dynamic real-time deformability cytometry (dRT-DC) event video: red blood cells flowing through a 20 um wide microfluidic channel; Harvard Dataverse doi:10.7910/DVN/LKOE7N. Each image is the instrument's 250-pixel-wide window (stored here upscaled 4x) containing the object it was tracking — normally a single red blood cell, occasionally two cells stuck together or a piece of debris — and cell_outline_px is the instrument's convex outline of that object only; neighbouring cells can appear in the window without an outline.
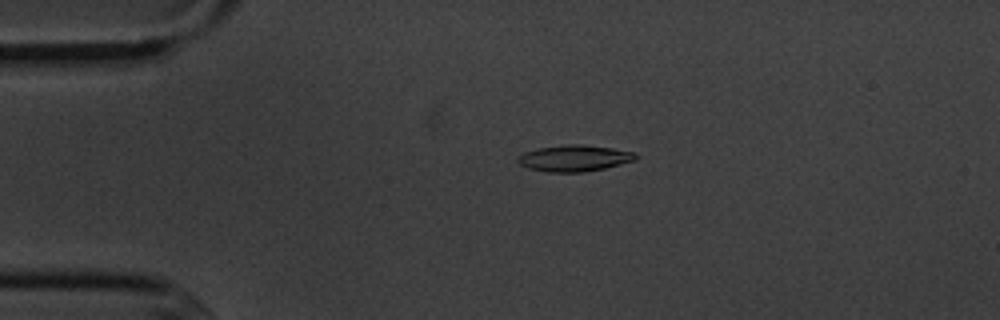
{"species": "common noctule bat (a hibernating species)", "species_latin": "Nyctalus noctula", "temperature_condition": "cold", "stored_images_in_passage": 5, "camera_frame_rate_fps": 3000, "um_per_image_px": 0.085, "animal": {"sex": "male", "body_mass_g": 20.1, "forearm_length_mm": 53.5}, "frame": {"image": 1, "passage_image": 4, "time_ms": 3.333, "image_size_px": [1000, 320], "cell_outline_px": [[636, 160], [604, 168], [584, 172], [548, 172], [528, 168], [520, 164], [516, 160], [524, 152], [540, 148], [568, 144], [580, 144], [612, 148], [636, 152]], "centroid_in_image_um": [48.83, 13.45], "position_along_channel_um": 36.2, "area_um2": 17.92}}